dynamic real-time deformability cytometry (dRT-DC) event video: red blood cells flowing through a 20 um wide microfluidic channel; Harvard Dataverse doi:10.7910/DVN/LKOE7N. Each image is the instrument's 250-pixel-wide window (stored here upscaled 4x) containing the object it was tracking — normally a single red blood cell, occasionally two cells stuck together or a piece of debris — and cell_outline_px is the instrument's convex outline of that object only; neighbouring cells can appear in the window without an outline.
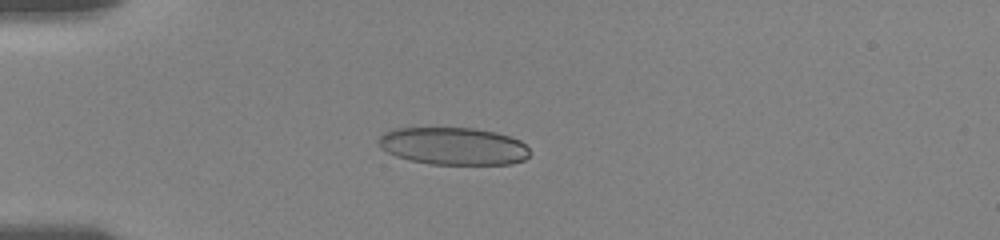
{"species": "human", "species_latin": "Homo sapiens", "temperature_condition": "room temperature", "stored_images_in_passage": 39, "camera_frame_rate_fps": 3000, "um_per_image_px": 0.085, "donor": {"sex": "female"}, "frame": {"image": 1, "passage_image": 7, "time_ms": 4.667, "image_size_px": [1000, 240], "cell_outline_px": [[528, 156], [524, 160], [512, 164], [428, 164], [396, 156], [380, 148], [376, 140], [388, 128], [472, 128], [496, 132], [520, 140], [528, 148]], "centroid_in_image_um": [38.49, 12.41], "position_along_channel_um": 46.5, "area_um2": 33.12}}
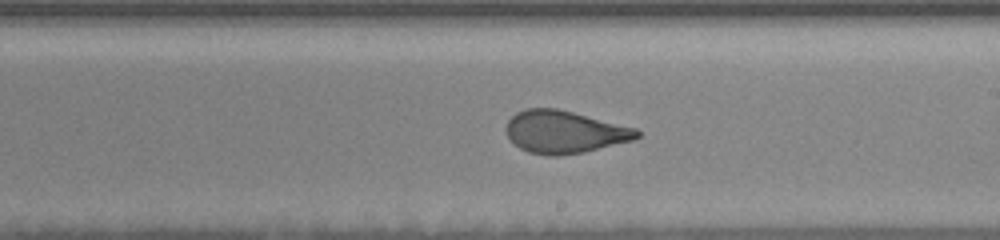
{"frame": {"image": 2, "passage_image": 20, "time_ms": 10.667, "image_size_px": [1000, 240], "cell_outline_px": [[640, 136], [632, 140], [584, 152], [556, 156], [548, 156], [528, 152], [512, 144], [508, 136], [508, 120], [516, 112], [524, 108], [556, 108], [636, 128], [640, 132]], "centroid_in_image_um": [47.95, 11.22], "position_along_channel_um": 241.0, "area_um2": 32.19}}
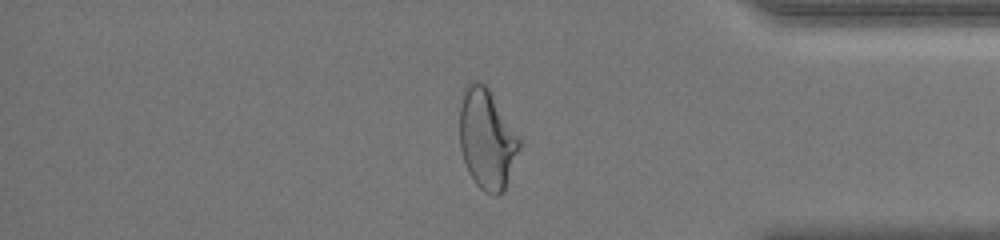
{"frame": {"image": 3, "passage_image": 34, "time_ms": 15.333, "image_size_px": [1000, 240], "cell_outline_px": [[520, 148], [504, 188], [500, 196], [492, 196], [484, 192], [476, 184], [468, 172], [460, 148], [460, 108], [464, 84], [468, 80], [480, 80], [488, 88], [520, 140]], "centroid_in_image_um": [41.34, 11.8], "position_along_channel_um": 393.9, "area_um2": 34.62}, "authors_computed_cell_mechanics": {"area_um2": 33.524, "velocity_mm_per_s": 3.639, "shape_relaxation_time_tau1_ms": 4.8099, "shape_relaxation_time_tau2_ms": null, "deformation_change_tau1": 0.1603, "deformation_change_tau2": null}}